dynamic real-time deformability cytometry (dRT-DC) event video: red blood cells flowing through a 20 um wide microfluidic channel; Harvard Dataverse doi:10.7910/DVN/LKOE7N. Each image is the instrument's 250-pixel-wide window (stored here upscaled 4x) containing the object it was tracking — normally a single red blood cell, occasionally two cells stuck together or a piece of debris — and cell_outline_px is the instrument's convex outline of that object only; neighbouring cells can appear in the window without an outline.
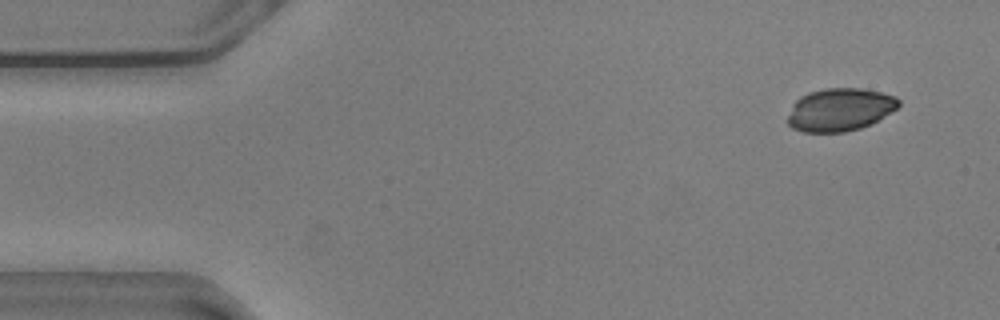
{"species": "common noctule bat (a hibernating species)", "species_latin": "Nyctalus noctula", "temperature_condition": "warm", "stored_images_in_passage": 52, "camera_frame_rate_fps": 3000, "um_per_image_px": 0.085, "animal": {"sex": "male", "body_mass_g": 20.5, "forearm_length_mm": 52.5}, "frame": {"image": 1, "passage_image": 1, "time_ms": 0.0, "image_size_px": [1000, 320], "cell_outline_px": [[900, 104], [896, 108], [872, 124], [860, 128], [844, 132], [804, 132], [792, 128], [788, 124], [788, 116], [792, 104], [800, 96], [808, 92], [824, 88], [860, 88], [880, 92], [896, 96], [900, 100]], "centroid_in_image_um": [71.37, 9.31], "position_along_channel_um": 13.6, "area_um2": 27.8}}
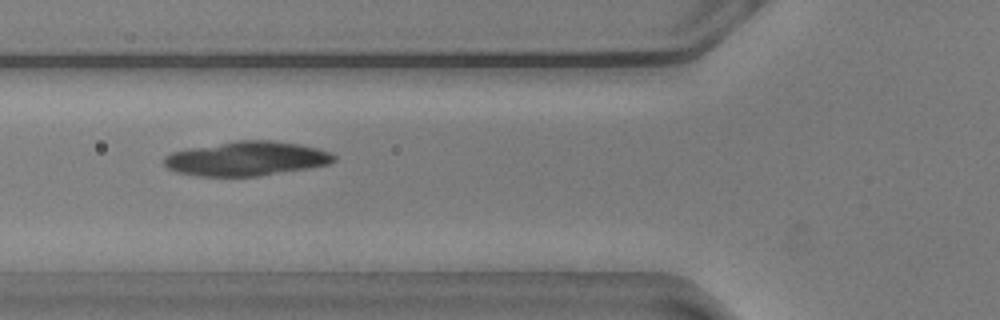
{"frame": {"image": 2, "passage_image": 17, "time_ms": 5.333, "image_size_px": [1000, 320], "cell_outline_px": [[336, 160], [328, 164], [256, 176], [200, 176], [176, 172], [168, 168], [164, 164], [164, 156], [172, 152], [188, 148], [240, 140], [272, 140], [300, 144], [316, 148], [328, 152], [336, 156]], "centroid_in_image_um": [20.92, 13.47], "position_along_channel_um": 104.9, "area_um2": 33.58}}
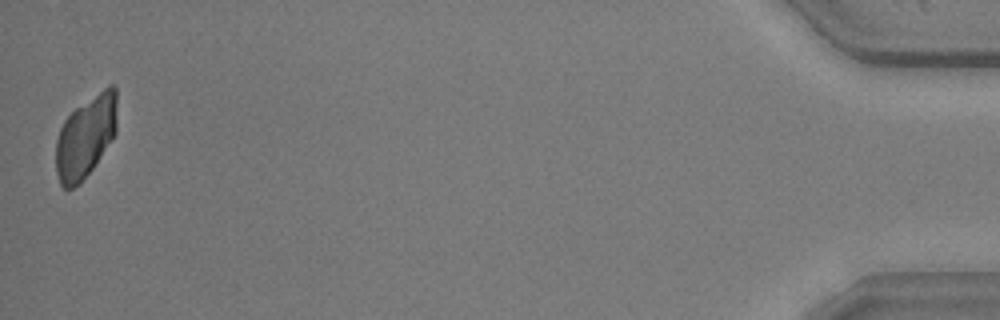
{"frame": {"image": 3, "passage_image": 52, "time_ms": 17.0, "image_size_px": [1000, 320], "cell_outline_px": [[116, 132], [92, 168], [80, 184], [72, 188], [64, 188], [60, 184], [56, 172], [56, 140], [60, 128], [64, 120], [76, 108], [104, 88], [112, 84], [116, 88]], "centroid_in_image_um": [7.26, 11.64], "position_along_channel_um": 427.9, "area_um2": 28.78}}